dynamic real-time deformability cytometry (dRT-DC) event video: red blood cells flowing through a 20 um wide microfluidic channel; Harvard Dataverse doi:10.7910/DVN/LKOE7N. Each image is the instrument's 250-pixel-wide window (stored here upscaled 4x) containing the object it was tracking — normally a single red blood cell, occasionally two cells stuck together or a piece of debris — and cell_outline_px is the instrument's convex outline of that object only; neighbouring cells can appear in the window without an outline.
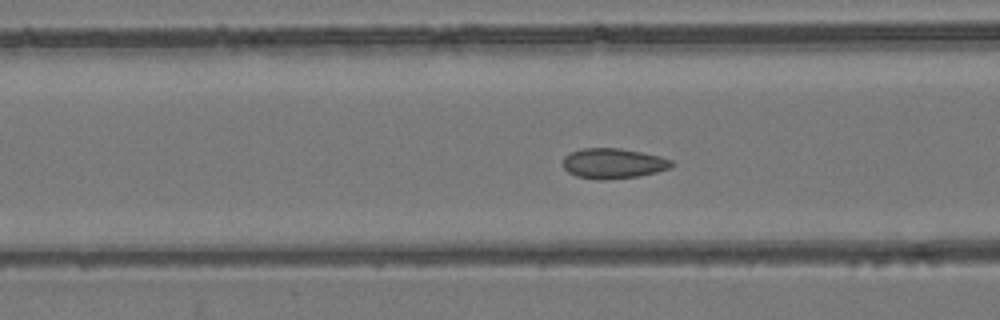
{"species": "common noctule bat (a hibernating species)", "species_latin": "Nyctalus noctula", "temperature_condition": "room temperature", "stored_images_in_passage": 55, "camera_frame_rate_fps": 3000, "um_per_image_px": 0.085, "animal": {"sex": "female", "body_mass_g": 24.6, "forearm_length_mm": 56.2}, "frame": {"image": 1, "passage_image": 22, "time_ms": 7.0, "image_size_px": [1000, 320], "cell_outline_px": [[676, 164], [672, 168], [640, 176], [604, 180], [596, 180], [576, 176], [568, 172], [564, 168], [564, 156], [572, 152], [584, 148], [620, 148], [660, 156], [672, 160]], "centroid_in_image_um": [52.16, 13.9], "position_along_channel_um": 114.4, "area_um2": 19.25}}
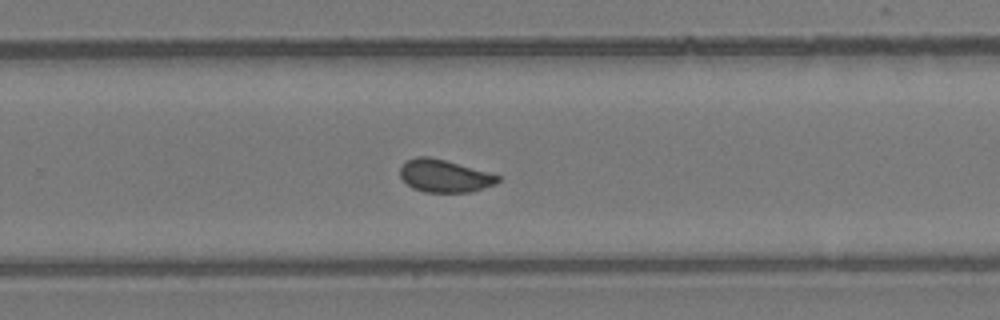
{"frame": {"image": 2, "passage_image": 36, "time_ms": 11.667, "image_size_px": [1000, 320], "cell_outline_px": [[500, 180], [496, 184], [472, 192], [424, 192], [412, 188], [400, 176], [400, 168], [408, 160], [416, 156], [428, 156], [444, 160], [500, 176]], "centroid_in_image_um": [37.77, 14.97], "position_along_channel_um": 292.0, "area_um2": 18.32}}
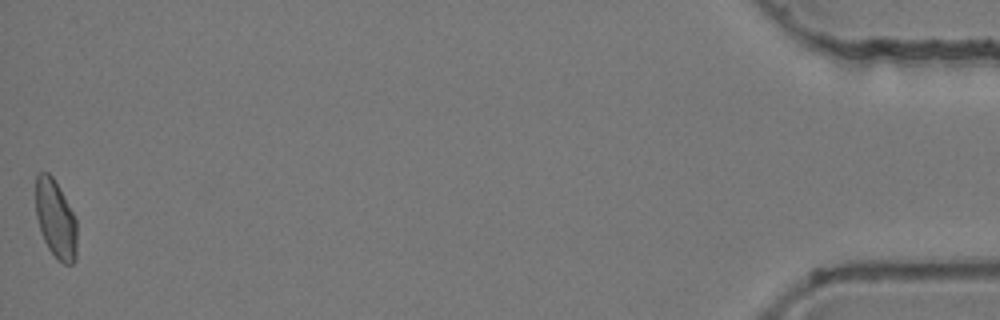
{"frame": {"image": 3, "passage_image": 55, "time_ms": 18.0, "image_size_px": [1000, 320], "cell_outline_px": [[76, 260], [72, 264], [64, 264], [48, 248], [44, 240], [36, 216], [36, 176], [40, 172], [48, 172], [52, 176], [72, 212], [76, 220]], "centroid_in_image_um": [4.72, 18.63], "position_along_channel_um": 430.5, "area_um2": 18.38}, "authors_computed_cell_mechanics": {"area_um2": 18.8428, "velocity_mm_per_s": 3.8058, "shape_relaxation_time_tau1_ms": null, "shape_relaxation_time_tau2_ms": 0.7756, "deformation_change_tau1": null, "deformation_change_tau2": 0.0483}}